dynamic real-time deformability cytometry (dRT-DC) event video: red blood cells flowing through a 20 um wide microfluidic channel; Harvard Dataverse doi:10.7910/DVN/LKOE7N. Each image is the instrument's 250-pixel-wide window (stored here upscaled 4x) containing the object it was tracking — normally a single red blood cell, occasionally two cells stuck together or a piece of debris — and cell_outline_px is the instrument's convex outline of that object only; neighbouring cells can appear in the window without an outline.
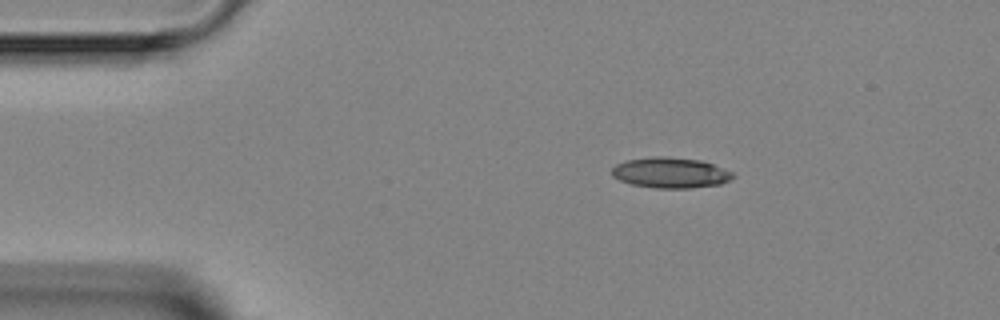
{"species": "Egyptian fruit bat (a non-hibernating species)", "species_latin": "Rousettus aegyptiacus", "temperature_condition": "room temperature", "stored_images_in_passage": 4, "camera_frame_rate_fps": 3000, "um_per_image_px": 0.085, "animal": {"sex": "female"}, "frame": {"image": 1, "passage_image": 1, "time_ms": 0.0, "image_size_px": [1000, 320], "cell_outline_px": [[736, 176], [732, 180], [720, 184], [688, 188], [656, 188], [632, 184], [620, 180], [612, 176], [612, 168], [616, 164], [628, 160], [652, 156], [664, 156], [700, 160], [712, 164], [732, 172]], "centroid_in_image_um": [57.0, 14.68], "position_along_channel_um": 28.0, "area_um2": 21.5}}
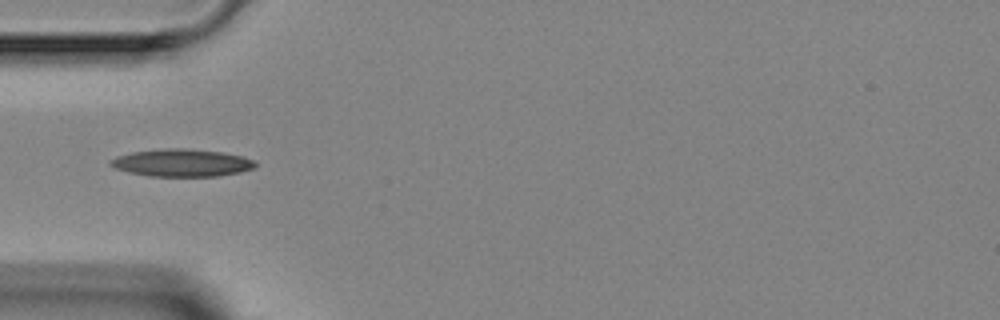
{"frame": {"image": 2, "passage_image": 3, "time_ms": 2.333, "image_size_px": [1000, 320], "cell_outline_px": [[256, 168], [240, 172], [220, 176], [148, 176], [128, 172], [116, 168], [108, 164], [108, 160], [116, 156], [132, 152], [164, 148], [184, 148], [224, 152], [256, 160]], "centroid_in_image_um": [15.45, 13.84], "position_along_channel_um": 69.5, "area_um2": 23.41}}
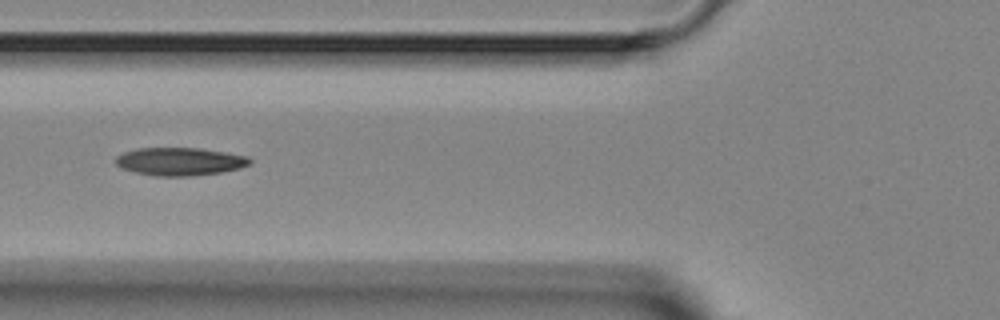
{"frame": {"image": 3, "passage_image": 4, "time_ms": 3.333, "image_size_px": [1000, 320], "cell_outline_px": [[252, 164], [240, 168], [220, 172], [184, 176], [156, 176], [136, 172], [124, 168], [116, 164], [116, 156], [124, 152], [136, 148], [200, 148], [248, 156], [252, 160]], "centroid_in_image_um": [15.31, 13.72], "position_along_channel_um": 110.5, "area_um2": 21.68}}